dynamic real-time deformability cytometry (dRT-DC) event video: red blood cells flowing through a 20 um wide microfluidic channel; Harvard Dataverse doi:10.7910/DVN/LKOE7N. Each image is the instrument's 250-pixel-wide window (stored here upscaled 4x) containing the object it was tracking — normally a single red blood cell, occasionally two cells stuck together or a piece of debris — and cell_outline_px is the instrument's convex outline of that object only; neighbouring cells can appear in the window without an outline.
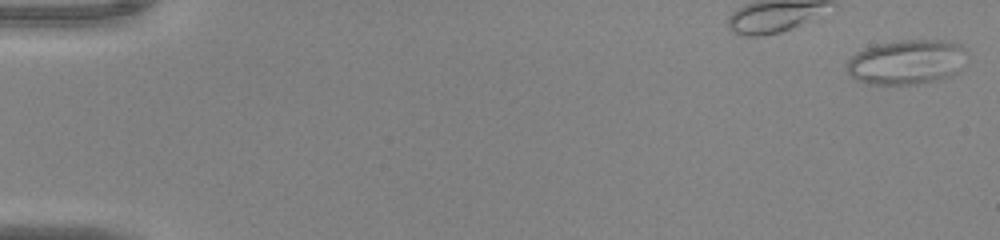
{"species": "common noctule bat (a hibernating species)", "species_latin": "Nyctalus noctula", "temperature_condition": "warm", "stored_images_in_passage": 32, "segment_of_instrument_passage": [1, 2], "camera_frame_rate_fps": 3000, "um_per_image_px": 0.085, "animal": {"sex": "male", "body_mass_g": 20.0, "forearm_length_mm": 53.3}, "frame": {"image": 1, "passage_image": 1, "time_ms": 0.0, "image_size_px": [1000, 240], "cell_outline_px": [[968, 52], [960, 72], [940, 80], [916, 84], [864, 84], [856, 80], [844, 68], [848, 60], [856, 52], [864, 48], [876, 44], [900, 40], [944, 40], [960, 44], [968, 48]], "centroid_in_image_um": [77.1, 5.27], "position_along_channel_um": 7.9, "area_um2": 32.02}}